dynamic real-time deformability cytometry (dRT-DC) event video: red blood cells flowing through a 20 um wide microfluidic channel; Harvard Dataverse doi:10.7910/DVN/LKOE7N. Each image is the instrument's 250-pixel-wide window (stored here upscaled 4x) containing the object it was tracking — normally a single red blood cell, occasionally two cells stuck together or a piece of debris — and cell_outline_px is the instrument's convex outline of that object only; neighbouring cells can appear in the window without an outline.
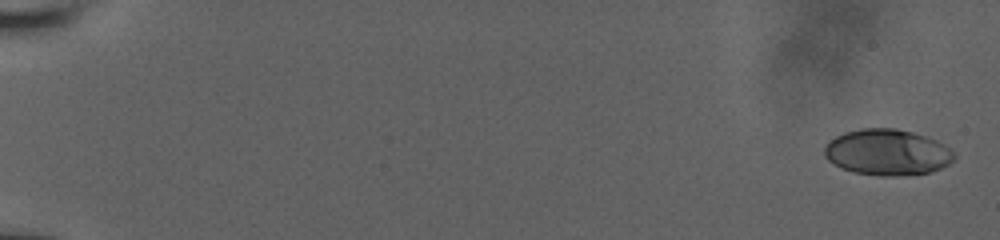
{"species": "human", "species_latin": "Homo sapiens", "temperature_condition": "room temperature", "stored_images_in_passage": 43, "camera_frame_rate_fps": 3000, "um_per_image_px": 0.085, "donor": {"sex": "male"}, "frame": {"image": 1, "passage_image": 1, "time_ms": 0.0, "image_size_px": [1000, 240], "cell_outline_px": [[956, 156], [948, 164], [932, 172], [896, 176], [880, 176], [852, 172], [840, 168], [828, 160], [824, 156], [824, 148], [828, 140], [844, 132], [864, 128], [896, 128], [912, 132], [936, 140], [944, 144]], "centroid_in_image_um": [75.38, 12.95], "position_along_channel_um": 9.6, "area_um2": 34.91}}
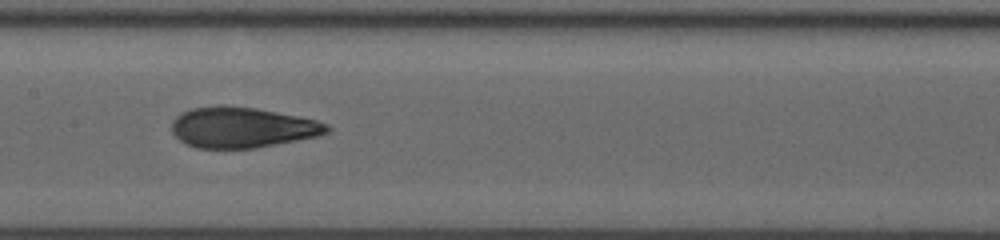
{"frame": {"image": 2, "passage_image": 21, "time_ms": 9.667, "image_size_px": [1000, 240], "cell_outline_px": [[332, 128], [328, 132], [316, 136], [296, 140], [252, 148], [196, 148], [180, 140], [172, 132], [172, 120], [176, 116], [192, 108], [216, 104], [224, 104], [256, 108], [300, 116], [316, 120], [328, 124]], "centroid_in_image_um": [20.57, 10.81], "position_along_channel_um": 186.8, "area_um2": 36.76}}
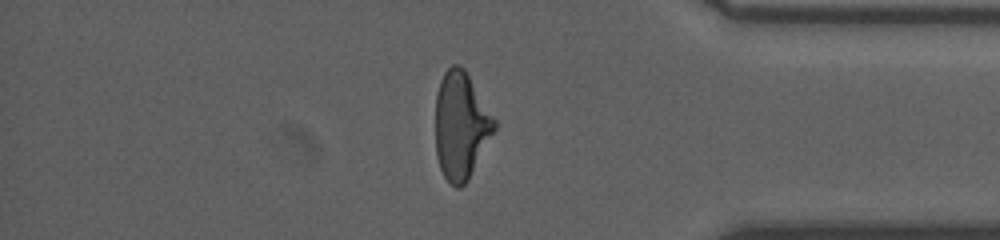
{"frame": {"image": 3, "passage_image": 36, "time_ms": 15.333, "image_size_px": [1000, 240], "cell_outline_px": [[496, 128], [468, 180], [460, 188], [456, 188], [444, 176], [440, 168], [436, 156], [436, 92], [440, 80], [444, 72], [452, 64], [460, 64], [464, 68], [496, 120]], "centroid_in_image_um": [39.17, 10.66], "position_along_channel_um": 396.0, "area_um2": 36.7}}